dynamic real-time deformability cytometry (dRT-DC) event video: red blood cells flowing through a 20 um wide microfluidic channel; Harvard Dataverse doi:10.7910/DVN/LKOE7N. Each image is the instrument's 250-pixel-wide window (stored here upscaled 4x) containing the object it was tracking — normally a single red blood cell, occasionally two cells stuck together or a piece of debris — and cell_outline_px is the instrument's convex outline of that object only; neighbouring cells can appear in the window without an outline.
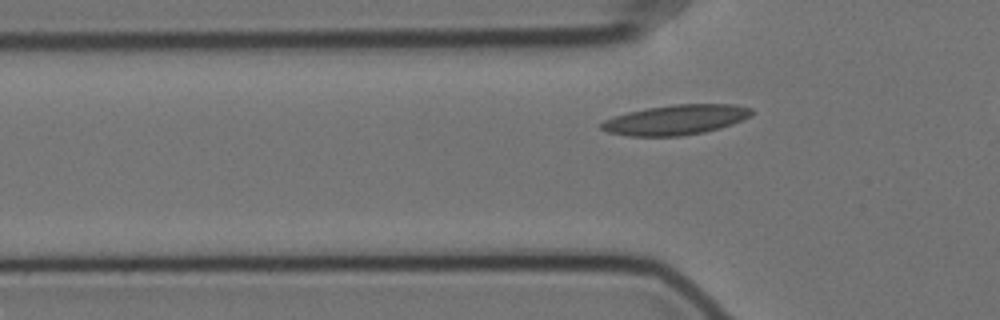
{"species": "Egyptian fruit bat (a non-hibernating species)", "species_latin": "Rousettus aegyptiacus", "temperature_condition": "cold", "stored_images_in_passage": 27, "camera_frame_rate_fps": 3000, "um_per_image_px": 0.085, "animal": {"sex": "female"}, "frame": {"image": 1, "passage_image": 10, "time_ms": 3.0, "image_size_px": [1000, 320], "cell_outline_px": [[752, 116], [732, 124], [720, 128], [704, 132], [680, 136], [628, 136], [608, 132], [600, 128], [600, 124], [604, 120], [628, 112], [648, 108], [672, 104], [732, 104], [752, 108]], "centroid_in_image_um": [57.46, 10.18], "position_along_channel_um": 68.3, "area_um2": 26.18}}
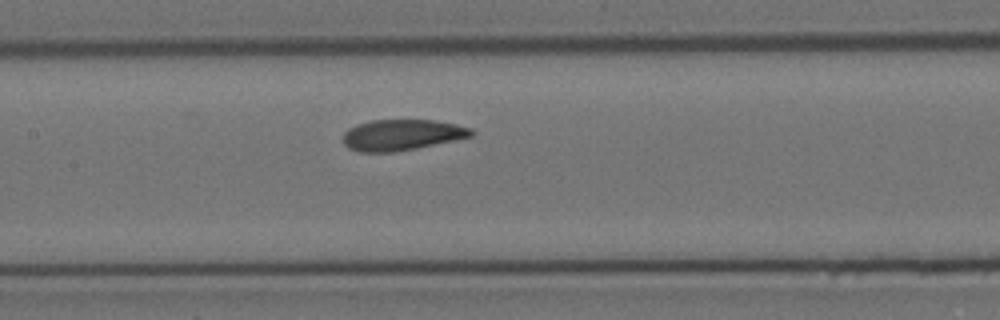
{"frame": {"image": 2, "passage_image": 19, "time_ms": 6.0, "image_size_px": [1000, 320], "cell_outline_px": [[476, 132], [472, 136], [416, 148], [392, 152], [360, 152], [348, 148], [344, 144], [344, 132], [348, 128], [356, 124], [372, 120], [436, 120], [456, 124], [472, 128]], "centroid_in_image_um": [34.15, 11.46], "position_along_channel_um": 173.2, "area_um2": 23.12}}
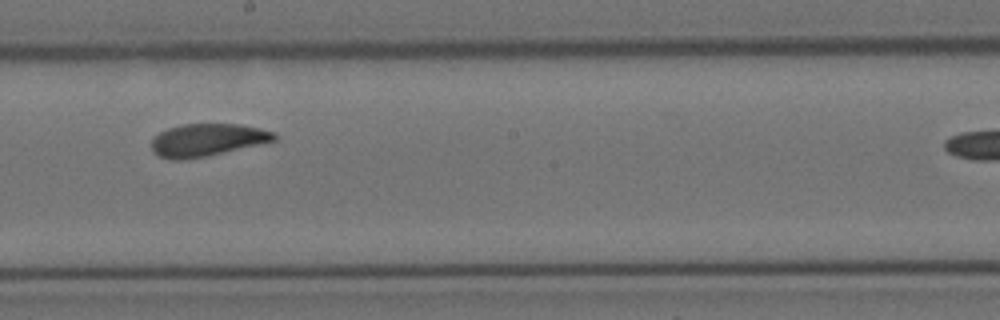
{"frame": {"image": 3, "passage_image": 24, "time_ms": 7.667, "image_size_px": [1000, 320], "cell_outline_px": [[276, 140], [208, 156], [184, 160], [168, 160], [152, 152], [152, 140], [160, 132], [168, 128], [184, 124], [240, 124], [260, 128], [276, 132]], "centroid_in_image_um": [17.6, 11.9], "position_along_channel_um": 230.6, "area_um2": 23.29}}